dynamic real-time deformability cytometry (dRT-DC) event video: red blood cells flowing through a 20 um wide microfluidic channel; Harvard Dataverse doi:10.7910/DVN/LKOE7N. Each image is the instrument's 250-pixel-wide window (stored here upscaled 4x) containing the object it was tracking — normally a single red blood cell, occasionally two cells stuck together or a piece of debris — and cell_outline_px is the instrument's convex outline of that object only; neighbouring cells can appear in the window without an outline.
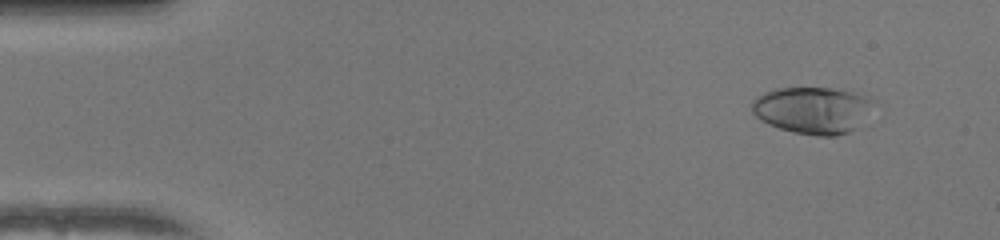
{"species": "human", "species_latin": "Homo sapiens", "temperature_condition": "warm", "stored_images_in_passage": 51, "camera_frame_rate_fps": 3000, "um_per_image_px": 0.085, "donor": {"sex": "female"}, "frame": {"image": 1, "passage_image": 4, "time_ms": 1.0, "image_size_px": [1000, 240], "cell_outline_px": [[876, 100], [856, 128], [848, 132], [836, 136], [816, 136], [796, 132], [780, 128], [768, 124], [760, 120], [752, 112], [752, 100], [764, 92], [776, 88], [832, 88], [852, 92]], "centroid_in_image_um": [69.04, 9.36], "position_along_channel_um": 16.0, "area_um2": 32.95}}
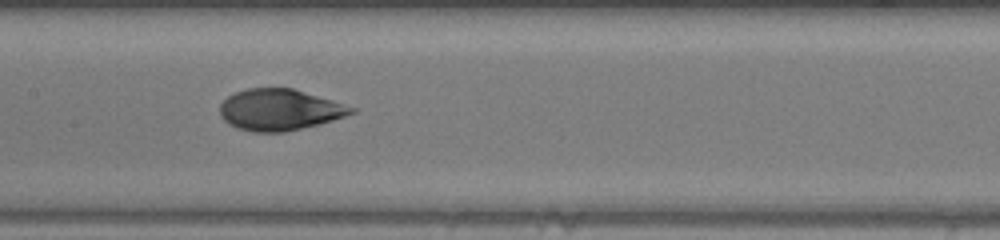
{"frame": {"image": 2, "passage_image": 25, "time_ms": 8.0, "image_size_px": [1000, 240], "cell_outline_px": [[356, 112], [320, 124], [284, 132], [252, 132], [236, 128], [228, 124], [220, 116], [220, 104], [228, 96], [236, 92], [248, 88], [292, 88], [332, 100], [356, 108]], "centroid_in_image_um": [23.74, 9.34], "position_along_channel_um": 183.7, "area_um2": 31.56}}
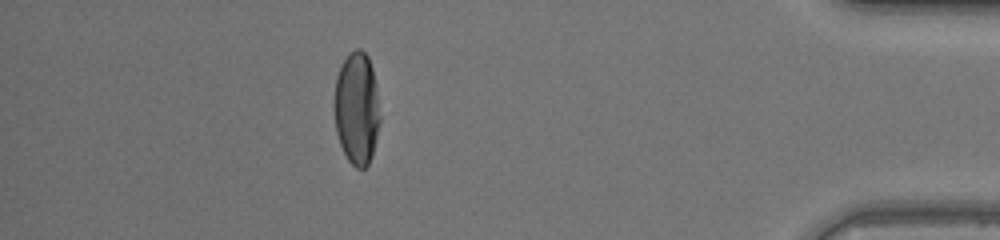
{"frame": {"image": 3, "passage_image": 45, "time_ms": 14.667, "image_size_px": [1000, 240], "cell_outline_px": [[380, 120], [372, 156], [368, 164], [364, 168], [356, 168], [348, 160], [340, 144], [336, 132], [332, 108], [332, 104], [336, 76], [344, 60], [356, 48], [360, 48], [368, 56], [372, 68], [380, 116]], "centroid_in_image_um": [30.29, 9.23], "position_along_channel_um": 404.9, "area_um2": 30.11}, "authors_computed_cell_mechanics": {"area_um2": 31.79, "velocity_mm_per_s": 4.0513, "shape_relaxation_time_tau1_ms": 6.9396, "shape_relaxation_time_tau2_ms": 0.9965, "deformation_change_tau1": 0.2625, "deformation_change_tau2": 0.0537}}